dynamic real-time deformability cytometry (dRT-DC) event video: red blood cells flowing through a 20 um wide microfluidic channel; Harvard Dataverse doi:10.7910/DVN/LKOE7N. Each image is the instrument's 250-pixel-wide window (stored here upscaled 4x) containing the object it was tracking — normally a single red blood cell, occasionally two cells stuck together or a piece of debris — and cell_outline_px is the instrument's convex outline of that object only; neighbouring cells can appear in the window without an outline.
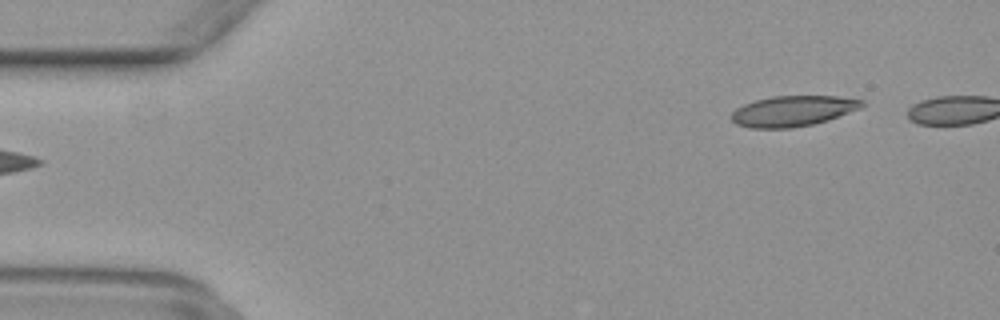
{"species": "common noctule bat (a hibernating species)", "species_latin": "Nyctalus noctula", "temperature_condition": "warm", "stored_images_in_passage": 3, "camera_frame_rate_fps": 3000, "um_per_image_px": 0.085, "animal": {"sex": "female", "body_mass_g": 29.2, "forearm_length_mm": 56.3}, "frame": {"image": 1, "passage_image": 1, "time_ms": 0.0, "image_size_px": [1000, 320], "cell_outline_px": [[864, 104], [860, 108], [828, 120], [812, 124], [792, 128], [748, 128], [736, 124], [732, 120], [732, 112], [736, 108], [744, 104], [756, 100], [772, 96], [836, 96], [864, 100]], "centroid_in_image_um": [67.38, 9.44], "position_along_channel_um": 17.6, "area_um2": 23.18}}